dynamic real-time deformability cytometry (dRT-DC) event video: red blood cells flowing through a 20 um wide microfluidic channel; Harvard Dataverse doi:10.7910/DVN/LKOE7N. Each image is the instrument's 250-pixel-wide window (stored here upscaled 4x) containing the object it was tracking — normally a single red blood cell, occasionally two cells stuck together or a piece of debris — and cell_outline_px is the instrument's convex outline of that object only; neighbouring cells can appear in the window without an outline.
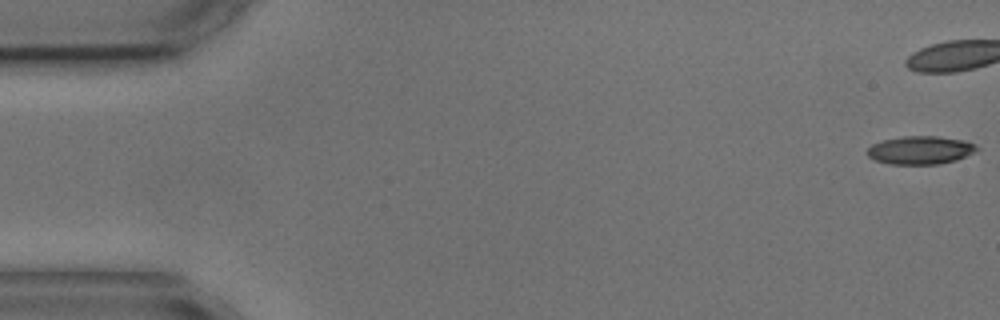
{"species": "common noctule bat (a hibernating species)", "species_latin": "Nyctalus noctula", "temperature_condition": "cold", "stored_images_in_passage": 5, "camera_frame_rate_fps": 3000, "um_per_image_px": 0.085, "animal": {"sex": "male", "body_mass_g": 17.9, "forearm_length_mm": 54.2}, "frame": {"image": 1, "passage_image": 1, "time_ms": 0.0, "image_size_px": [1000, 320], "cell_outline_px": [[980, 148], [956, 160], [936, 164], [892, 164], [876, 160], [868, 156], [868, 148], [872, 144], [884, 140], [904, 136], [936, 136], [960, 140], [976, 144]], "centroid_in_image_um": [78.22, 12.76], "position_along_channel_um": 6.8, "area_um2": 17.63}}